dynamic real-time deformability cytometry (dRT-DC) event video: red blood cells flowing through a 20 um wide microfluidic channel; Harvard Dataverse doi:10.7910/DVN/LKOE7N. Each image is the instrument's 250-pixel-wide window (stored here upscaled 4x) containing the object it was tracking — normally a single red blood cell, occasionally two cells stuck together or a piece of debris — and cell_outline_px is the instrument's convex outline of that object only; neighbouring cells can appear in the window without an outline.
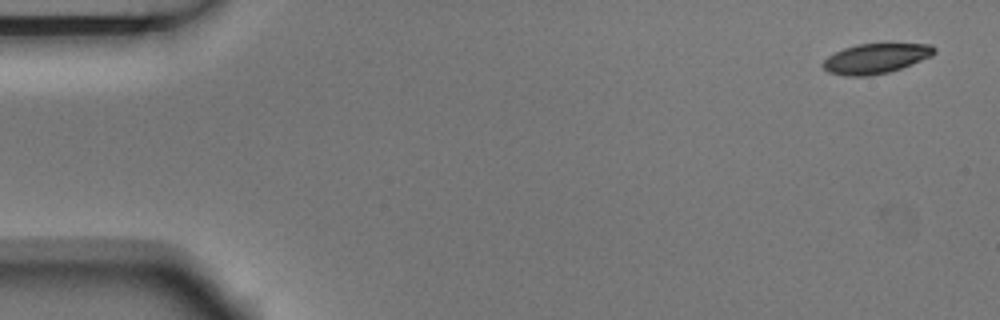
{"species": "Egyptian fruit bat (a non-hibernating species)", "species_latin": "Rousettus aegyptiacus", "temperature_condition": "room temperature", "stored_images_in_passage": 7, "camera_frame_rate_fps": 3000, "um_per_image_px": 0.085, "animal": {"sex": "male"}, "frame": {"image": 1, "passage_image": 1, "time_ms": 0.0, "image_size_px": [1000, 320], "cell_outline_px": [[936, 52], [932, 56], [912, 64], [888, 72], [868, 76], [844, 76], [828, 72], [820, 64], [828, 56], [844, 48], [856, 44], [932, 44], [936, 48]], "centroid_in_image_um": [74.43, 4.97], "position_along_channel_um": 10.6, "area_um2": 19.42}}
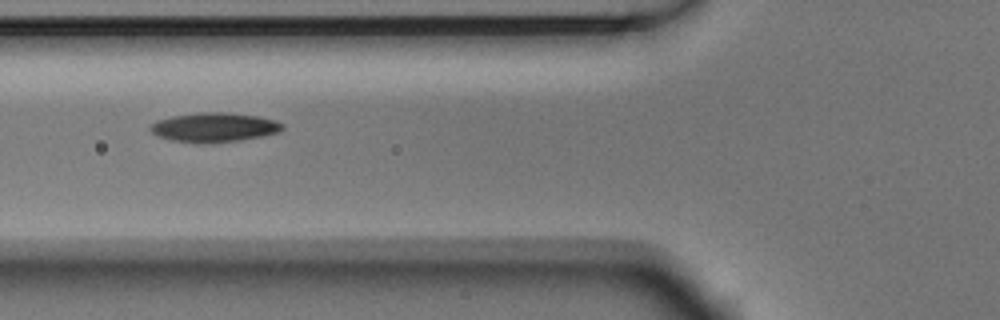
{"frame": {"image": 2, "passage_image": 6, "time_ms": 1.667, "image_size_px": [1000, 320], "cell_outline_px": [[284, 128], [280, 132], [264, 136], [240, 140], [204, 144], [196, 144], [172, 140], [156, 136], [148, 128], [156, 120], [172, 116], [200, 112], [228, 112], [260, 116], [276, 120], [284, 124]], "centroid_in_image_um": [18.22, 10.83], "position_along_channel_um": 107.6, "area_um2": 23.06}}
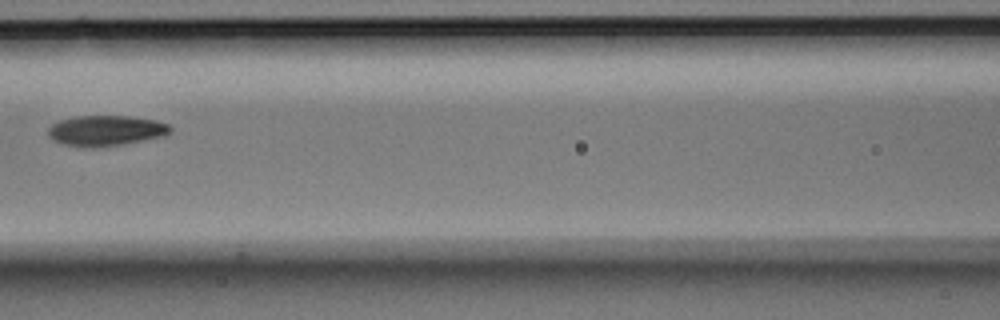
{"frame": {"image": 3, "passage_image": 7, "time_ms": 2.0, "image_size_px": [1000, 320], "cell_outline_px": [[172, 132], [164, 136], [120, 144], [92, 148], [80, 148], [64, 144], [52, 140], [48, 136], [48, 128], [52, 124], [60, 120], [76, 116], [128, 116], [156, 120], [168, 124], [172, 128]], "centroid_in_image_um": [8.97, 11.11], "position_along_channel_um": 157.6, "area_um2": 21.79}}